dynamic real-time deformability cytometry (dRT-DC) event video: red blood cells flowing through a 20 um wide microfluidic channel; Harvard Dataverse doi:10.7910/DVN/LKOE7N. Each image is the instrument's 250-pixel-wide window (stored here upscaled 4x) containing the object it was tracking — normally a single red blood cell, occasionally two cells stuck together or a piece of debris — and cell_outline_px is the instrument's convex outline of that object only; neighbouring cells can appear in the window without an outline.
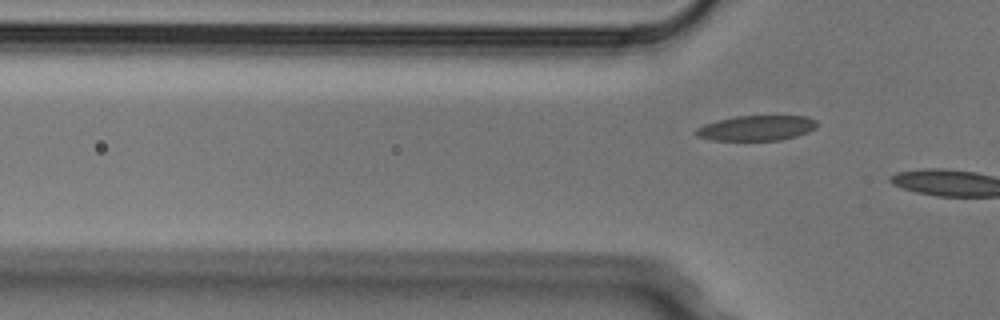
{"species": "Egyptian fruit bat (a non-hibernating species)", "species_latin": "Rousettus aegyptiacus", "temperature_condition": "cold", "stored_images_in_passage": 6, "segment_of_instrument_passage": [2, 2], "camera_frame_rate_fps": 3000, "um_per_image_px": 0.085, "animal": {"sex": "male"}, "frame": {"image": 1, "passage_image": 6, "time_ms": 1.667, "image_size_px": [1000, 320], "cell_outline_px": [[816, 128], [808, 132], [796, 136], [780, 140], [712, 140], [696, 136], [696, 128], [704, 124], [716, 120], [736, 116], [804, 116], [816, 120]], "centroid_in_image_um": [64.28, 10.88], "position_along_channel_um": 61.5, "area_um2": 17.69}}